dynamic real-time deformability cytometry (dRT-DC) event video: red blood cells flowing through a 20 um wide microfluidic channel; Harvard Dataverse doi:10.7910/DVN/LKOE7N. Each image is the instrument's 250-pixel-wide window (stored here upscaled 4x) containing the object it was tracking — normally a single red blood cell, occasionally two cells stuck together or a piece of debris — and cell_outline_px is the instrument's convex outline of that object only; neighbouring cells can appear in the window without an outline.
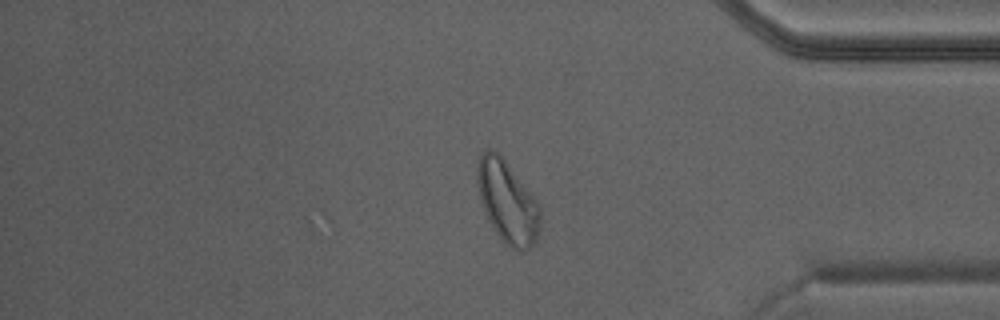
{"species": "Egyptian fruit bat (a non-hibernating species)", "species_latin": "Rousettus aegyptiacus", "temperature_condition": "warm", "stored_images_in_passage": 22, "camera_frame_rate_fps": 3000, "um_per_image_px": 0.085, "animal": {"sex": "male"}, "frame": {"image": 1, "passage_image": 22, "time_ms": 7.0, "image_size_px": [1000, 320], "cell_outline_px": [[540, 224], [536, 236], [532, 244], [524, 252], [516, 252], [504, 244], [496, 232], [480, 200], [476, 180], [476, 168], [480, 156], [484, 148], [492, 148], [504, 160], [536, 200], [540, 212]], "centroid_in_image_um": [43.1, 17.17], "position_along_channel_um": 392.1, "area_um2": 29.65}}